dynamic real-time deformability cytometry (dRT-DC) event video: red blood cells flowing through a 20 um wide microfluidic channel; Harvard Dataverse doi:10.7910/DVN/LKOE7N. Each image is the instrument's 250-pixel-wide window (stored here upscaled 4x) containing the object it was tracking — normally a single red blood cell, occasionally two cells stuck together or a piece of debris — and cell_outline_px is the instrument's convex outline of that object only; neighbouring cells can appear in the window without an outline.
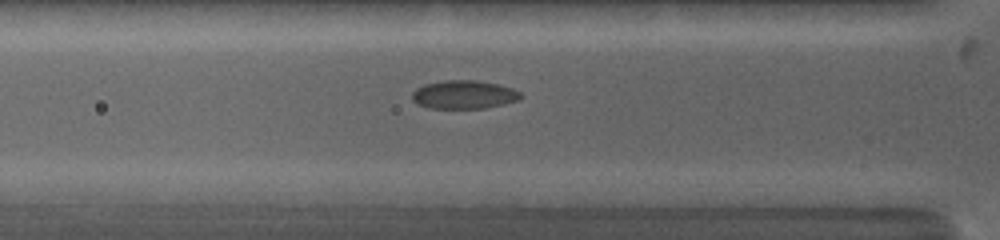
{"species": "common noctule bat (a hibernating species)", "species_latin": "Nyctalus noctula", "temperature_condition": "warm", "stored_images_in_passage": 10, "camera_frame_rate_fps": 5000, "um_per_image_px": 0.085, "animal": {"sex": "female", "body_mass_g": 19.0, "forearm_length_mm": 53.3}, "frame": {"image": 1, "passage_image": 4, "time_ms": 1.8, "image_size_px": [1000, 240], "cell_outline_px": [[524, 96], [520, 100], [504, 104], [484, 108], [428, 108], [416, 104], [412, 100], [412, 92], [416, 88], [424, 84], [444, 80], [476, 80], [496, 84], [512, 88], [520, 92]], "centroid_in_image_um": [39.42, 8.04], "position_along_channel_um": 86.4, "area_um2": 18.15}}
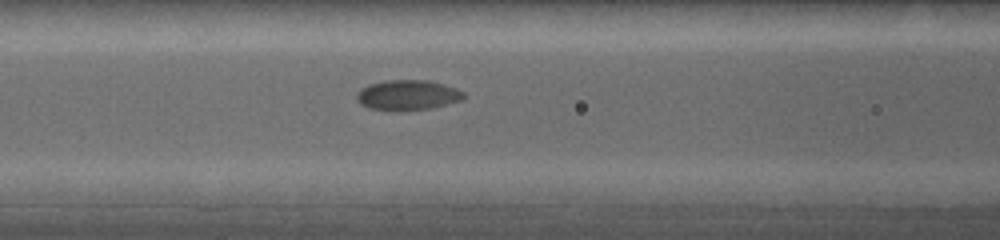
{"frame": {"image": 2, "passage_image": 6, "time_ms": 3.0, "image_size_px": [1000, 240], "cell_outline_px": [[464, 96], [460, 100], [448, 104], [432, 108], [404, 112], [396, 112], [368, 108], [360, 104], [356, 100], [356, 92], [360, 88], [368, 84], [384, 80], [428, 80], [444, 84], [456, 88], [464, 92]], "centroid_in_image_um": [34.59, 8.1], "position_along_channel_um": 132.0, "area_um2": 19.36}}
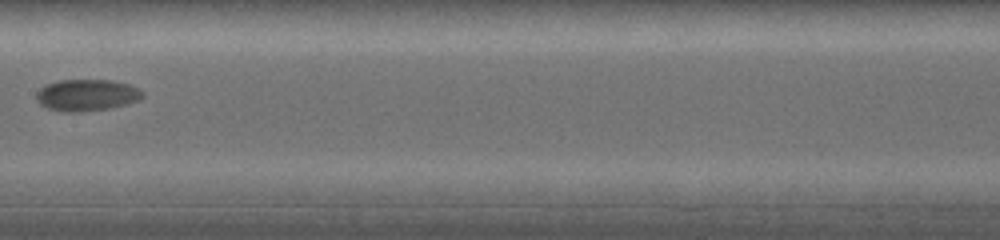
{"frame": {"image": 3, "passage_image": 9, "time_ms": 4.8, "image_size_px": [1000, 240], "cell_outline_px": [[144, 96], [140, 100], [108, 108], [80, 112], [60, 112], [48, 108], [40, 104], [36, 100], [36, 92], [44, 84], [56, 80], [112, 80], [128, 84], [144, 92]], "centroid_in_image_um": [7.33, 8.08], "position_along_channel_um": 200.1, "area_um2": 19.71}}